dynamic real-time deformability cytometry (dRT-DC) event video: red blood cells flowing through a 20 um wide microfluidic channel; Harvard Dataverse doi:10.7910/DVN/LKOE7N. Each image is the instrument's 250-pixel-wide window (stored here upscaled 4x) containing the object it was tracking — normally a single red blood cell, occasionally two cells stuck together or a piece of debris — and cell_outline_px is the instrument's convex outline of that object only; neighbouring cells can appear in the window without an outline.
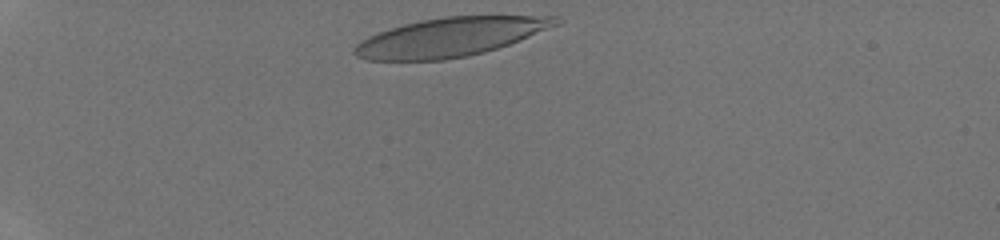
{"species": "human", "species_latin": "Homo sapiens", "temperature_condition": "room temperature", "stored_images_in_passage": 29, "camera_frame_rate_fps": 3000, "um_per_image_px": 0.085, "donor": {"sex": "male"}, "frame": {"image": 1, "passage_image": 1, "time_ms": 0.0, "image_size_px": [1000, 240], "cell_outline_px": [[564, 20], [560, 24], [520, 40], [484, 52], [468, 56], [444, 60], [368, 60], [356, 56], [352, 52], [356, 44], [360, 40], [368, 36], [404, 24], [420, 20], [444, 16], [560, 16]], "centroid_in_image_um": [38.29, 3.15], "position_along_channel_um": 46.7, "area_um2": 45.49}}
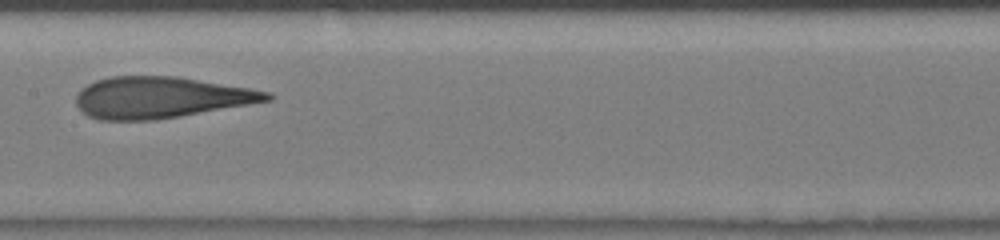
{"frame": {"image": 2, "passage_image": 14, "time_ms": 4.333, "image_size_px": [1000, 240], "cell_outline_px": [[272, 100], [180, 116], [156, 120], [100, 120], [88, 116], [76, 104], [76, 96], [88, 84], [96, 80], [112, 76], [176, 76], [248, 88], [268, 92], [272, 96]], "centroid_in_image_um": [13.63, 8.29], "position_along_channel_um": 193.8, "area_um2": 45.49}}
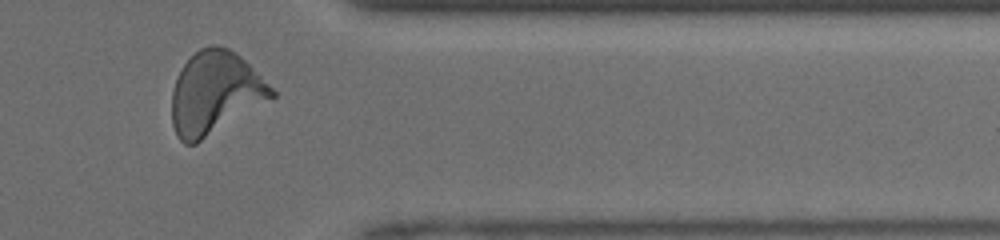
{"frame": {"image": 3, "passage_image": 27, "time_ms": 8.667, "image_size_px": [1000, 240], "cell_outline_px": [[276, 96], [196, 144], [184, 144], [176, 136], [172, 124], [172, 92], [176, 76], [184, 64], [200, 48], [212, 44], [216, 44], [228, 48], [236, 52], [276, 92]], "centroid_in_image_um": [18.25, 7.91], "position_along_channel_um": 393.2, "area_um2": 47.8}}